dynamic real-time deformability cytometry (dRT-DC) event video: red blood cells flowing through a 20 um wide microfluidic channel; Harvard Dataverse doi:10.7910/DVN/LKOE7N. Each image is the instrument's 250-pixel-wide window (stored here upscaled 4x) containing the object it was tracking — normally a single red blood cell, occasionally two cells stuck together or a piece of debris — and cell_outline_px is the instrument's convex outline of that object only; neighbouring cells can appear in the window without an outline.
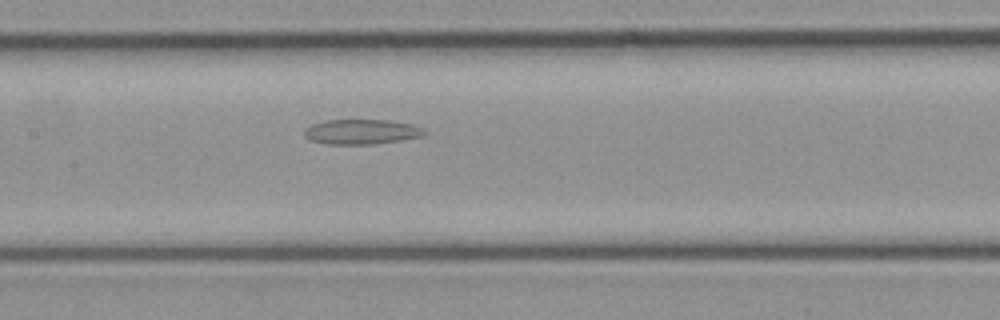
{"species": "common noctule bat (a hibernating species)", "species_latin": "Nyctalus noctula", "temperature_condition": "cold", "stored_images_in_passage": 23, "camera_frame_rate_fps": 3000, "um_per_image_px": 0.085, "animal": {"sex": "female", "body_mass_g": 21.9}, "frame": {"image": 1, "passage_image": 6, "time_ms": 1.667, "image_size_px": [1000, 320], "cell_outline_px": [[428, 132], [424, 136], [376, 144], [324, 144], [308, 140], [304, 136], [304, 128], [312, 124], [328, 120], [388, 120], [412, 124], [424, 128]], "centroid_in_image_um": [30.73, 11.21], "position_along_channel_um": 176.7, "area_um2": 17.69}}
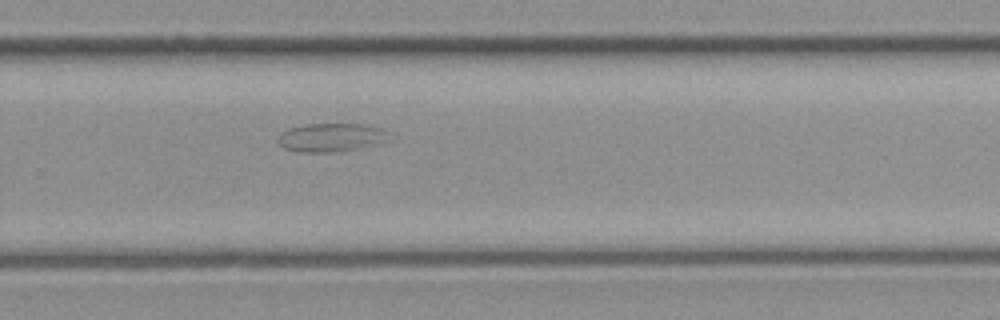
{"frame": {"image": 2, "passage_image": 12, "time_ms": 3.667, "image_size_px": [1000, 320], "cell_outline_px": [[396, 136], [372, 144], [356, 148], [336, 152], [296, 152], [284, 148], [280, 144], [280, 136], [288, 128], [304, 124], [360, 124], [380, 128], [392, 132]], "centroid_in_image_um": [28.18, 11.67], "position_along_channel_um": 301.6, "area_um2": 18.26}}
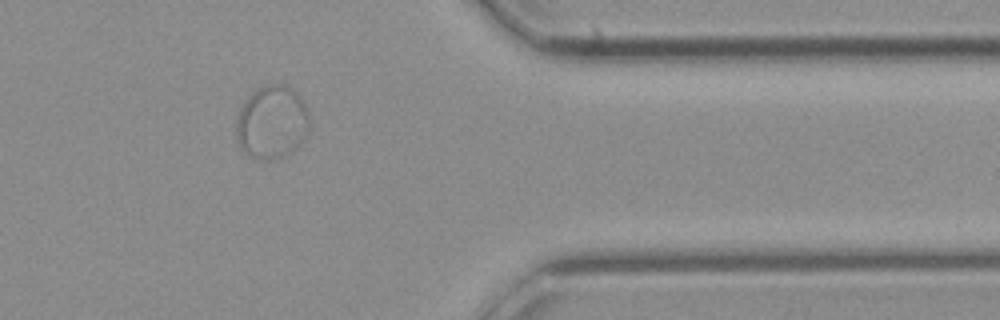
{"frame": {"image": 3, "passage_image": 17, "time_ms": 5.333, "image_size_px": [1000, 320], "cell_outline_px": [[312, 124], [308, 132], [292, 152], [284, 156], [268, 160], [256, 160], [248, 156], [240, 148], [236, 140], [236, 116], [244, 100], [256, 88], [268, 84], [284, 84], [292, 88], [304, 100]], "centroid_in_image_um": [23.1, 10.39], "position_along_channel_um": 388.3, "area_um2": 32.08}}